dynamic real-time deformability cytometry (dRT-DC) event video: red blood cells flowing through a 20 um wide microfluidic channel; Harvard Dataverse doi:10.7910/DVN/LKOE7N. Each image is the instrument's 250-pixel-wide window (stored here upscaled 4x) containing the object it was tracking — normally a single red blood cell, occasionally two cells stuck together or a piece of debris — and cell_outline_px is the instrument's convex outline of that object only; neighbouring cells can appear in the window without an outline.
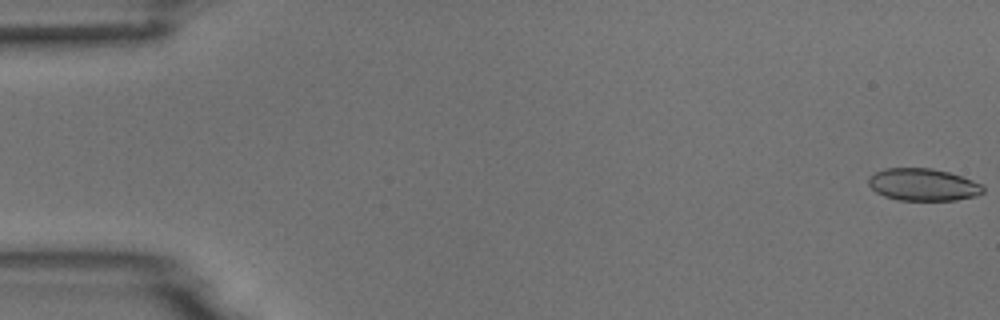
{"species": "common noctule bat (a hibernating species)", "species_latin": "Nyctalus noctula", "temperature_condition": "room temperature", "stored_images_in_passage": 10, "camera_frame_rate_fps": 3000, "um_per_image_px": 0.085, "animal": {"sex": "male", "body_mass_g": 18.8}, "frame": {"image": 1, "passage_image": 1, "time_ms": 0.0, "image_size_px": [1000, 320], "cell_outline_px": [[984, 192], [976, 196], [956, 200], [896, 200], [884, 196], [876, 192], [868, 184], [868, 176], [884, 168], [932, 168], [948, 172], [972, 180], [980, 184], [984, 188]], "centroid_in_image_um": [78.43, 15.7], "position_along_channel_um": 6.6, "area_um2": 21.56}}